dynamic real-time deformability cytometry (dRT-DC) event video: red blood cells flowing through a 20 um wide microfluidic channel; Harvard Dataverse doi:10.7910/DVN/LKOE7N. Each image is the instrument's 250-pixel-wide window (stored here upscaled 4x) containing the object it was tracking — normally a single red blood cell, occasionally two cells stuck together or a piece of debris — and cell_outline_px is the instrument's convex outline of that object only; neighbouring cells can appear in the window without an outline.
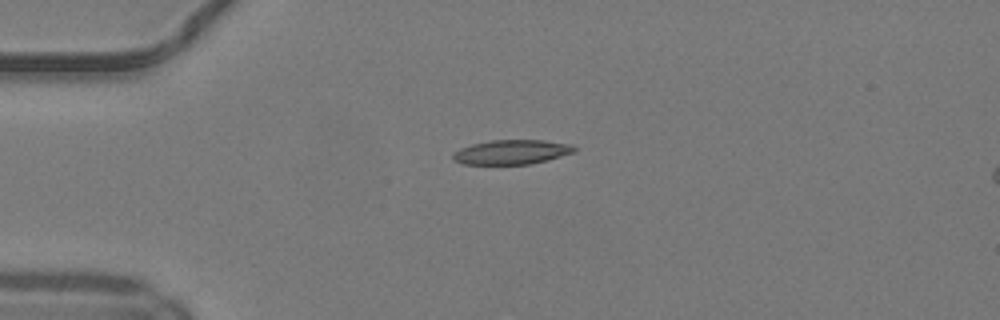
{"species": "common noctule bat (a hibernating species)", "species_latin": "Nyctalus noctula", "temperature_condition": "warm", "stored_images_in_passage": 31, "camera_frame_rate_fps": 3000, "um_per_image_px": 0.085, "animal": {"sex": "male", "body_mass_g": 19.2, "forearm_length_mm": 51.8}, "frame": {"image": 1, "passage_image": 1, "time_ms": 0.0, "image_size_px": [1000, 320], "cell_outline_px": [[576, 152], [548, 160], [528, 164], [464, 164], [452, 160], [452, 152], [460, 148], [472, 144], [492, 140], [544, 140], [572, 144], [576, 148]], "centroid_in_image_um": [43.49, 12.92], "position_along_channel_um": 41.5, "area_um2": 17.46}}
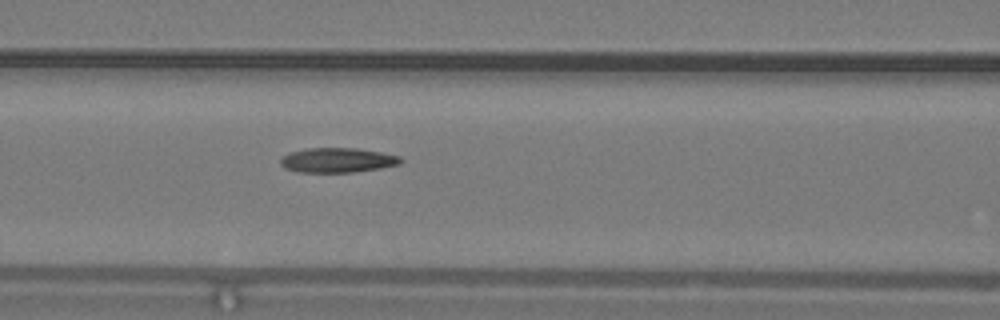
{"frame": {"image": 2, "passage_image": 10, "time_ms": 3.0, "image_size_px": [1000, 320], "cell_outline_px": [[404, 160], [400, 164], [380, 168], [352, 172], [296, 172], [284, 168], [280, 164], [280, 160], [288, 152], [308, 148], [356, 148], [380, 152], [400, 156]], "centroid_in_image_um": [28.67, 13.61], "position_along_channel_um": 137.9, "area_um2": 17.34}}
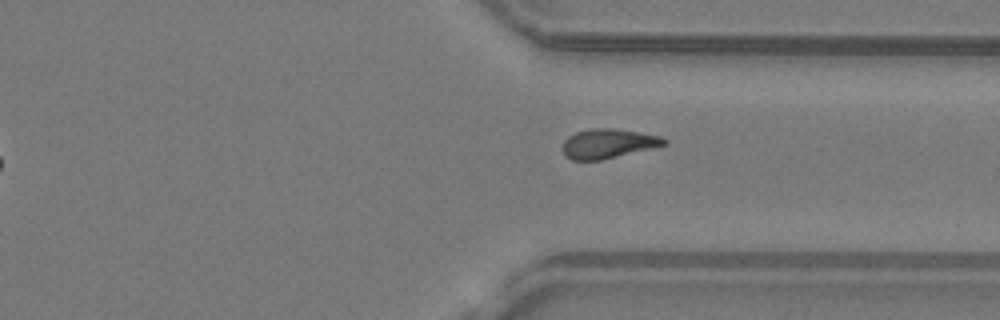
{"frame": {"image": 3, "passage_image": 26, "time_ms": 8.333, "image_size_px": [1000, 320], "cell_outline_px": [[668, 144], [656, 148], [600, 160], [572, 160], [564, 156], [564, 140], [568, 136], [576, 132], [592, 128], [608, 128], [636, 132], [660, 136], [668, 140]], "centroid_in_image_um": [51.72, 12.22], "position_along_channel_um": 359.7, "area_um2": 17.4}, "authors_computed_cell_mechanics": {"area_um2": 17.3978, "velocity_mm_per_s": 4.1622, "shape_relaxation_time_tau1_ms": null, "shape_relaxation_time_tau2_ms": 4.6286, "deformation_change_tau1": null, "deformation_change_tau2": 0.1211}}